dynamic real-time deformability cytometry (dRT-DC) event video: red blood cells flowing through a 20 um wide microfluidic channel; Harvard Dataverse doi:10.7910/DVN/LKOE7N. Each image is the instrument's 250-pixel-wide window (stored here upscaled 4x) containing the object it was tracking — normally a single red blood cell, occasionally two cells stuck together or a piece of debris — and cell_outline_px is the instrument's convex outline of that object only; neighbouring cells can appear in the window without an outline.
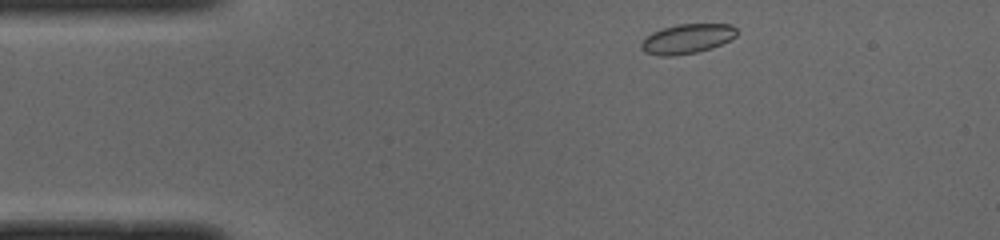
{"species": "common noctule bat (a hibernating species)", "species_latin": "Nyctalus noctula", "temperature_condition": "cold", "stored_images_in_passage": 43, "camera_frame_rate_fps": 3000, "um_per_image_px": 0.085, "animal": {"sex": "male", "body_mass_g": 19.0, "forearm_length_mm": 50.8}, "frame": {"image": 1, "passage_image": 1, "time_ms": 0.0, "image_size_px": [1000, 240], "cell_outline_px": [[736, 36], [712, 48], [696, 52], [672, 56], [660, 56], [644, 52], [640, 48], [640, 44], [652, 32], [676, 24], [732, 24], [736, 28]], "centroid_in_image_um": [58.39, 3.3], "position_along_channel_um": 26.6, "area_um2": 16.36}}
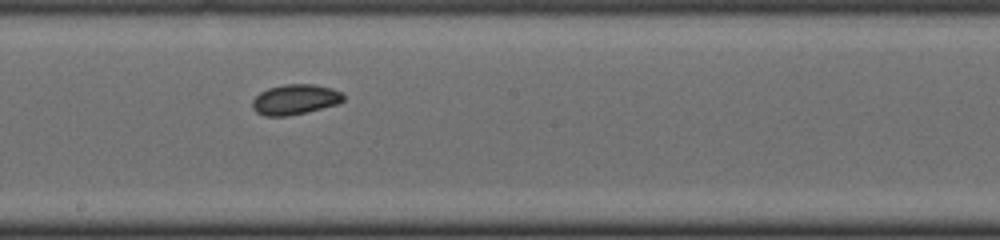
{"frame": {"image": 2, "passage_image": 20, "time_ms": 6.333, "image_size_px": [1000, 240], "cell_outline_px": [[344, 100], [336, 104], [288, 116], [264, 116], [256, 112], [252, 108], [252, 100], [260, 92], [268, 88], [284, 84], [316, 84], [332, 88], [340, 92], [344, 96]], "centroid_in_image_um": [25.05, 8.44], "position_along_channel_um": 223.2, "area_um2": 15.95}}
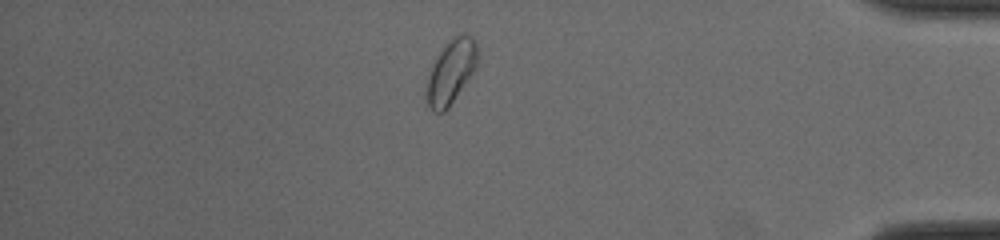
{"frame": {"image": 3, "passage_image": 36, "time_ms": 11.667, "image_size_px": [1000, 240], "cell_outline_px": [[476, 64], [472, 72], [448, 108], [444, 112], [432, 112], [424, 96], [424, 92], [428, 76], [432, 64], [448, 40], [464, 32], [476, 44]], "centroid_in_image_um": [38.26, 6.14], "position_along_channel_um": 396.9, "area_um2": 18.55}, "authors_computed_cell_mechanics": {"area_um2": 16.5308, "velocity_mm_per_s": 3.9546, "shape_relaxation_time_tau1_ms": 8.1099, "shape_relaxation_time_tau2_ms": null, "deformation_change_tau1": 0.111, "deformation_change_tau2": null}}